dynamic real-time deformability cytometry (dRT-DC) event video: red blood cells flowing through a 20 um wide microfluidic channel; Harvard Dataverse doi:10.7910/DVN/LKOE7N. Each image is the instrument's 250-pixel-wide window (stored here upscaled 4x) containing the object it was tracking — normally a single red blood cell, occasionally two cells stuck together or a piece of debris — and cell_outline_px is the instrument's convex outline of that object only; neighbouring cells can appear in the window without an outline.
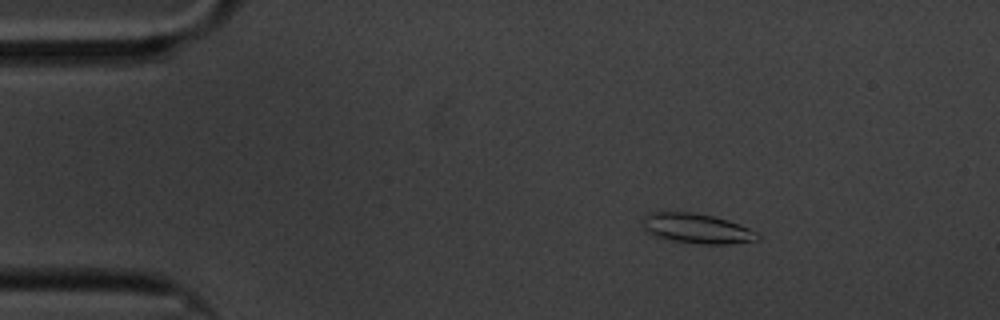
{"species": "common noctule bat (a hibernating species)", "species_latin": "Nyctalus noctula", "temperature_condition": "cold", "stored_images_in_passage": 60, "camera_frame_rate_fps": 3000, "um_per_image_px": 0.085, "animal": {"sex": "male", "body_mass_g": 20.1, "forearm_length_mm": 53.5}, "frame": {"image": 1, "passage_image": 9, "time_ms": 2.667, "image_size_px": [1000, 320], "cell_outline_px": [[760, 236], [756, 240], [728, 244], [700, 244], [668, 240], [656, 236], [648, 232], [644, 228], [644, 216], [652, 212], [692, 212], [712, 216], [728, 220], [748, 228], [756, 232]], "centroid_in_image_um": [59.22, 19.43], "position_along_channel_um": 25.8, "area_um2": 19.77}}
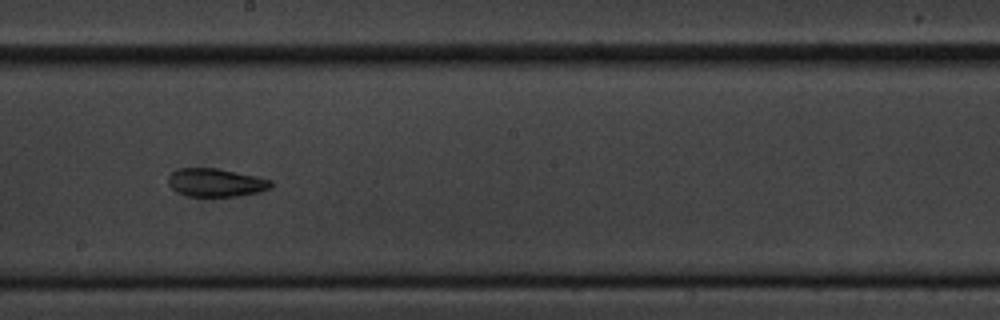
{"frame": {"image": 2, "passage_image": 33, "time_ms": 10.667, "image_size_px": [1000, 320], "cell_outline_px": [[272, 188], [260, 192], [236, 196], [188, 196], [176, 192], [168, 184], [168, 176], [176, 168], [216, 168], [256, 176], [272, 180]], "centroid_in_image_um": [18.34, 15.52], "position_along_channel_um": 229.9, "area_um2": 16.99}}
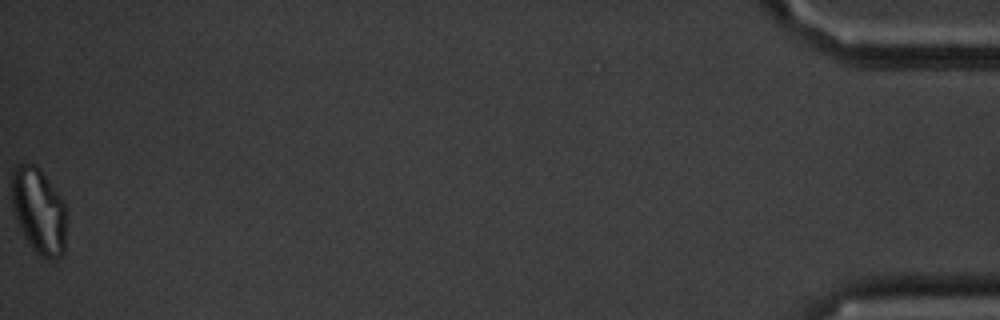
{"frame": {"image": 3, "passage_image": 60, "time_ms": 19.667, "image_size_px": [1000, 320], "cell_outline_px": [[64, 252], [56, 260], [48, 260], [40, 256], [32, 248], [24, 236], [16, 220], [12, 208], [12, 168], [16, 164], [28, 160], [36, 164], [40, 168], [64, 200]], "centroid_in_image_um": [3.26, 17.86], "position_along_channel_um": 431.9, "area_um2": 27.74}, "authors_computed_cell_mechanics": {"area_um2": 19.2474, "velocity_mm_per_s": 3.3325, "shape_relaxation_time_tau1_ms": 9.6664, "shape_relaxation_time_tau2_ms": 3.2055, "deformation_change_tau1": 0.1764, "deformation_change_tau2": 0.0899}}